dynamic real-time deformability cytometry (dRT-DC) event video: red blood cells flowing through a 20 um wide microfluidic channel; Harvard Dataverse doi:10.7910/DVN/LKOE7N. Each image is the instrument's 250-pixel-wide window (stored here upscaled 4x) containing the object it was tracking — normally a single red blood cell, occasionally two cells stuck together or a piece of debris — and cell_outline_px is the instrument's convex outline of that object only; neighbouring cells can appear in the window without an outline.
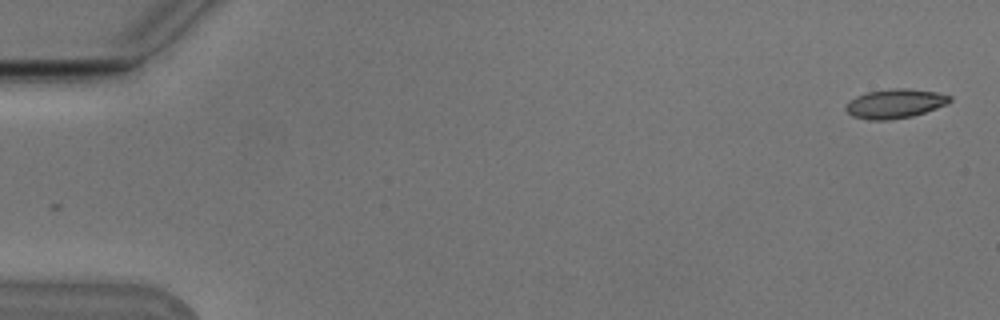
{"species": "Egyptian fruit bat (a non-hibernating species)", "species_latin": "Rousettus aegyptiacus", "temperature_condition": "cold", "stored_images_in_passage": 54, "camera_frame_rate_fps": 3000, "um_per_image_px": 0.085, "animal": {"sex": "male"}, "frame": {"image": 1, "passage_image": 1, "time_ms": 0.0, "image_size_px": [1000, 320], "cell_outline_px": [[952, 100], [948, 104], [912, 116], [888, 120], [868, 120], [852, 116], [844, 108], [856, 96], [868, 92], [892, 88], [904, 88], [936, 92], [952, 96]], "centroid_in_image_um": [76.1, 8.81], "position_along_channel_um": 8.9, "area_um2": 17.57}}
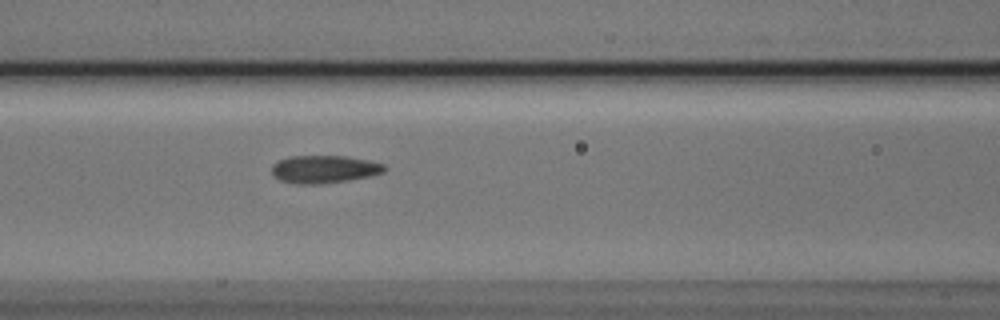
{"frame": {"image": 2, "passage_image": 23, "time_ms": 7.333, "image_size_px": [1000, 320], "cell_outline_px": [[388, 168], [384, 172], [368, 176], [348, 180], [320, 184], [296, 184], [280, 180], [272, 176], [272, 164], [288, 156], [344, 156], [368, 160], [384, 164]], "centroid_in_image_um": [27.53, 14.38], "position_along_channel_um": 139.1, "area_um2": 18.26}}
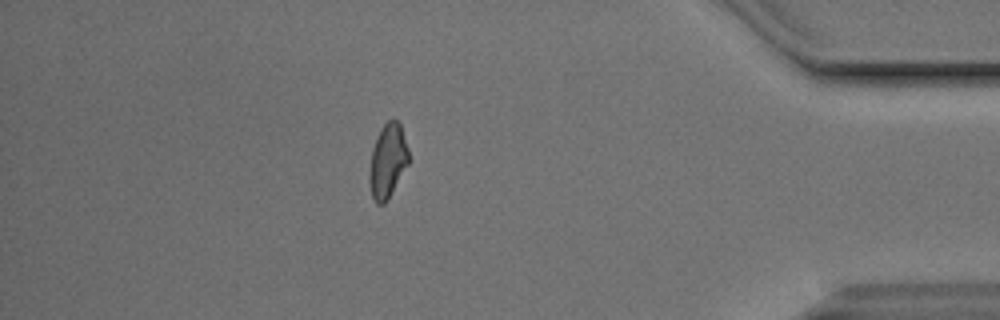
{"frame": {"image": 3, "passage_image": 47, "time_ms": 15.333, "image_size_px": [1000, 320], "cell_outline_px": [[408, 164], [384, 204], [376, 204], [372, 196], [372, 148], [380, 128], [392, 116], [400, 124], [408, 148]], "centroid_in_image_um": [32.99, 13.59], "position_along_channel_um": 402.2, "area_um2": 16.13}, "authors_computed_cell_mechanics": {"area_um2": 17.5712, "velocity_mm_per_s": 3.7897, "shape_relaxation_time_tau1_ms": 8.7507, "shape_relaxation_time_tau2_ms": 2.1597, "deformation_change_tau1": 0.1915, "deformation_change_tau2": 0.0736}}